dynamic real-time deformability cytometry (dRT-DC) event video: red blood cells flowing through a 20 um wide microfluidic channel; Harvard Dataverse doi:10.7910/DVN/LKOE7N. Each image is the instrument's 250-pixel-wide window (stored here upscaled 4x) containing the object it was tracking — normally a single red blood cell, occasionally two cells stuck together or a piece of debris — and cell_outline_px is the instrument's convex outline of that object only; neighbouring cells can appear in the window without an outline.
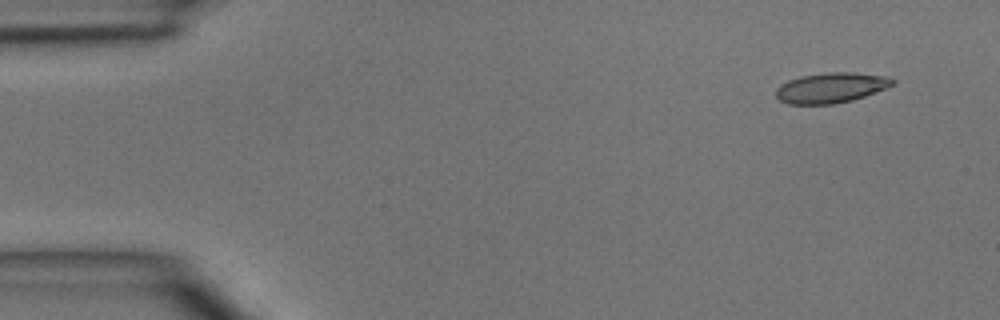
{"species": "common noctule bat (a hibernating species)", "species_latin": "Nyctalus noctula", "temperature_condition": "room temperature", "stored_images_in_passage": 4, "camera_frame_rate_fps": 3000, "um_per_image_px": 0.085, "animal": {"sex": "male", "body_mass_g": 15.6}, "frame": {"image": 1, "passage_image": 1, "time_ms": 0.0, "image_size_px": [1000, 320], "cell_outline_px": [[896, 84], [876, 92], [852, 100], [832, 104], [788, 104], [780, 100], [776, 96], [776, 88], [780, 84], [788, 80], [800, 76], [828, 72], [852, 72], [888, 76], [896, 80]], "centroid_in_image_um": [70.65, 7.45], "position_along_channel_um": 14.3, "area_um2": 20.69}}
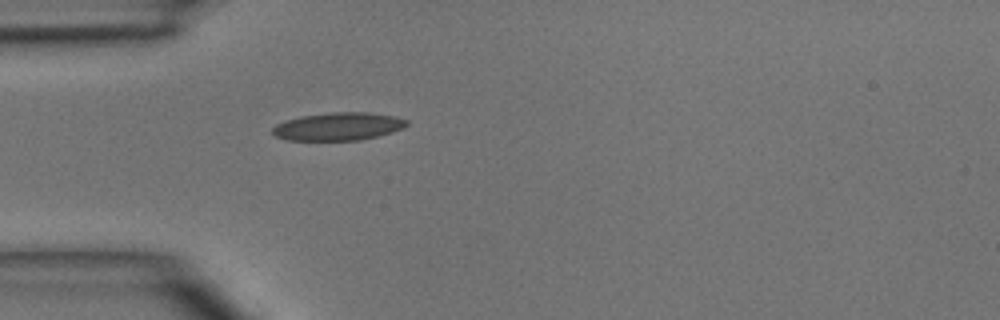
{"frame": {"image": 2, "passage_image": 4, "time_ms": 3.333, "image_size_px": [1000, 320], "cell_outline_px": [[408, 124], [404, 128], [380, 136], [360, 140], [288, 140], [276, 136], [272, 132], [272, 128], [276, 124], [300, 116], [332, 112], [368, 112], [396, 116], [408, 120]], "centroid_in_image_um": [28.8, 10.74], "position_along_channel_um": 56.2, "area_um2": 21.91}}